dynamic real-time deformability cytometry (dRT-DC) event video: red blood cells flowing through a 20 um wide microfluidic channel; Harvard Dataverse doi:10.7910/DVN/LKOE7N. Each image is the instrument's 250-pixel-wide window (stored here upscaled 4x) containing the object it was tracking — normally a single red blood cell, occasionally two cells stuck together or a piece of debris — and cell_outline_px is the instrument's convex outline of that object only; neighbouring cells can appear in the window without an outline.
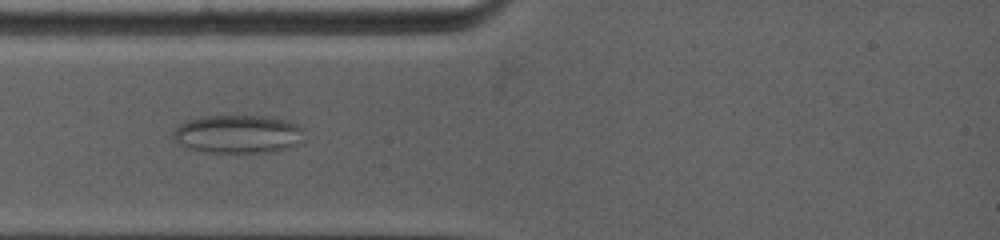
{"species": "common noctule bat (a hibernating species)", "species_latin": "Nyctalus noctula", "temperature_condition": "warm", "stored_images_in_passage": 9, "camera_frame_rate_fps": 5000, "um_per_image_px": 0.085, "animal": {"sex": "female", "body_mass_g": 19.0, "forearm_length_mm": 53.3}, "frame": {"image": 1, "passage_image": 6, "time_ms": 2.4, "image_size_px": [1000, 240], "cell_outline_px": [[304, 128], [300, 144], [288, 148], [268, 152], [204, 152], [188, 148], [180, 144], [172, 136], [172, 132], [184, 120], [204, 116], [268, 116], [288, 120]], "centroid_in_image_um": [20.23, 11.39], "position_along_channel_um": 64.8, "area_um2": 29.42}}
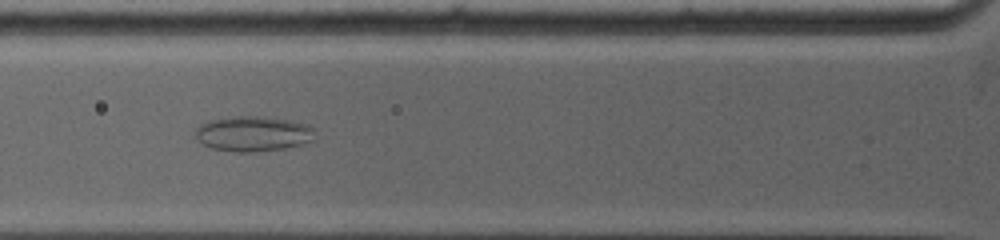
{"frame": {"image": 2, "passage_image": 8, "time_ms": 3.4, "image_size_px": [1000, 240], "cell_outline_px": [[316, 140], [284, 148], [256, 152], [236, 152], [212, 148], [204, 144], [196, 136], [196, 128], [200, 124], [208, 120], [232, 116], [264, 116], [288, 120], [308, 124], [316, 128]], "centroid_in_image_um": [21.57, 11.35], "position_along_channel_um": 104.2, "area_um2": 24.8}}